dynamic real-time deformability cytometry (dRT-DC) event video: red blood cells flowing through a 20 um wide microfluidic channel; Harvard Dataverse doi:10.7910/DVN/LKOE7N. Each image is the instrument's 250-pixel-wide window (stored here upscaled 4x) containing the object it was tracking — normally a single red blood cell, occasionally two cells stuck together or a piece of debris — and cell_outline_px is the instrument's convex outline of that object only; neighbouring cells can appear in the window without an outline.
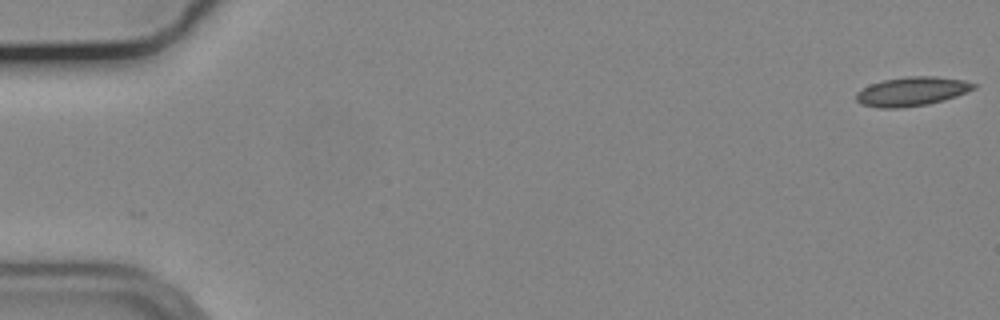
{"species": "common noctule bat (a hibernating species)", "species_latin": "Nyctalus noctula", "temperature_condition": "cold", "stored_images_in_passage": 52, "camera_frame_rate_fps": 3000, "um_per_image_px": 0.085, "animal": {"sex": "male", "body_mass_g": 19.2, "forearm_length_mm": 51.8}, "frame": {"image": 1, "passage_image": 1, "time_ms": 0.0, "image_size_px": [1000, 320], "cell_outline_px": [[976, 88], [956, 96], [944, 100], [928, 104], [900, 108], [880, 108], [860, 104], [856, 100], [856, 92], [872, 84], [884, 80], [904, 76], [936, 76], [964, 80], [976, 84]], "centroid_in_image_um": [77.51, 7.77], "position_along_channel_um": 7.5, "area_um2": 19.88}}
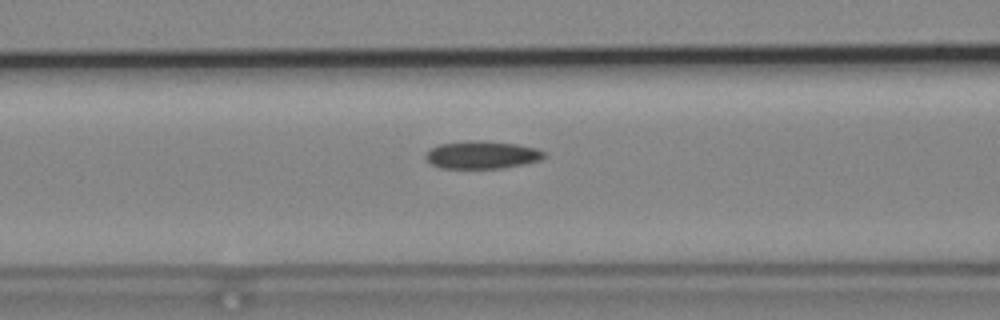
{"frame": {"image": 2, "passage_image": 23, "time_ms": 7.333, "image_size_px": [1000, 320], "cell_outline_px": [[548, 156], [540, 160], [524, 164], [504, 168], [440, 168], [428, 164], [424, 156], [432, 148], [440, 144], [472, 140], [476, 140], [516, 144], [536, 148], [548, 152]], "centroid_in_image_um": [40.99, 13.17], "position_along_channel_um": 125.6, "area_um2": 19.31}}
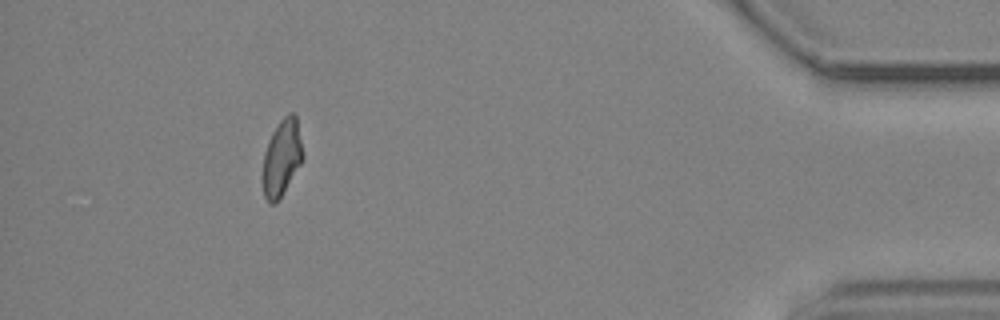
{"frame": {"image": 3, "passage_image": 51, "time_ms": 16.667, "image_size_px": [1000, 320], "cell_outline_px": [[304, 160], [276, 204], [268, 204], [264, 196], [260, 180], [260, 176], [264, 152], [268, 140], [272, 132], [280, 120], [288, 112], [292, 112], [296, 116], [304, 156]], "centroid_in_image_um": [23.91, 13.46], "position_along_channel_um": 411.3, "area_um2": 18.55}}